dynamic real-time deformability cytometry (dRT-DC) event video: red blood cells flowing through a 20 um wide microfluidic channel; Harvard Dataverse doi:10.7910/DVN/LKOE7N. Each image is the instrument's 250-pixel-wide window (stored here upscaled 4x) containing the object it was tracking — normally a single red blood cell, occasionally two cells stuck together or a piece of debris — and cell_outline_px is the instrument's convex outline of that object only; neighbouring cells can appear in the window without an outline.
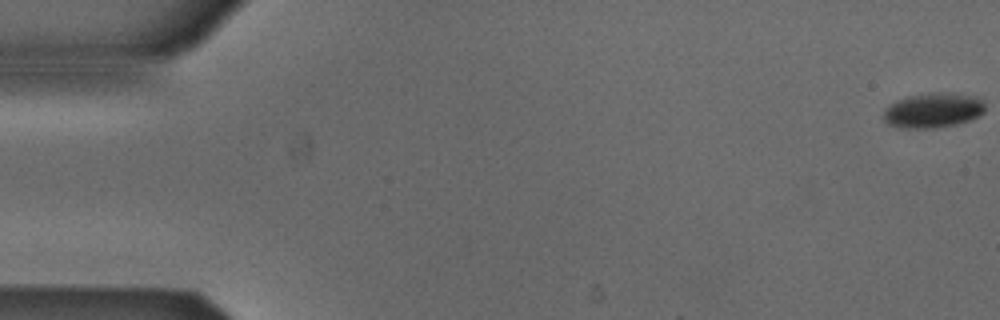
{"species": "Egyptian fruit bat (a non-hibernating species)", "species_latin": "Rousettus aegyptiacus", "temperature_condition": "cold", "stored_images_in_passage": 12, "camera_frame_rate_fps": 3000, "um_per_image_px": 0.085, "animal": {"sex": "male"}, "frame": {"image": 1, "passage_image": 1, "time_ms": 0.0, "image_size_px": [1000, 320], "cell_outline_px": [[984, 112], [972, 120], [956, 124], [936, 128], [900, 128], [888, 124], [884, 120], [884, 108], [888, 104], [896, 100], [908, 96], [936, 92], [940, 92], [976, 96], [984, 100]], "centroid_in_image_um": [79.31, 9.38], "position_along_channel_um": 5.7, "area_um2": 20.87}}